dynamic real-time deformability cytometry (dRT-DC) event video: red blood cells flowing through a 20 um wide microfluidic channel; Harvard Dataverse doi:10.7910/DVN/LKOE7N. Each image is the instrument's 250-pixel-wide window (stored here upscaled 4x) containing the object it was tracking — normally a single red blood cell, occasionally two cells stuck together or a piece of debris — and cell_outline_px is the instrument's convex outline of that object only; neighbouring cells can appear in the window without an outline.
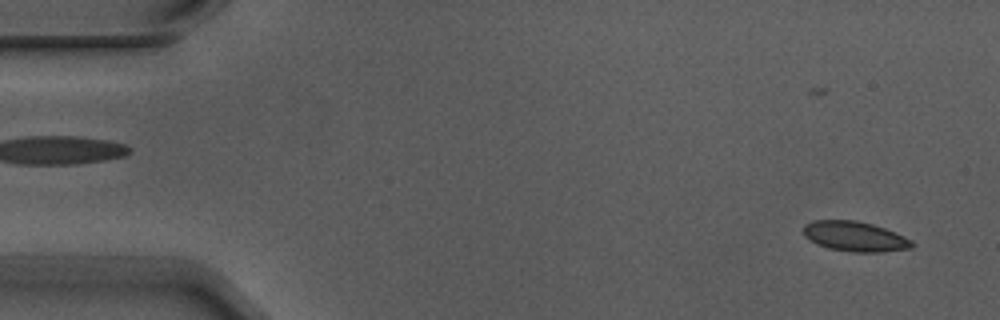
{"species": "Egyptian fruit bat (a non-hibernating species)", "species_latin": "Rousettus aegyptiacus", "temperature_condition": "warm", "stored_images_in_passage": 6, "segment_of_instrument_passage": [2, 2], "camera_frame_rate_fps": 3000, "um_per_image_px": 0.085, "animal": {"sex": "male"}, "frame": {"image": 1, "passage_image": 6, "time_ms": 1.667, "image_size_px": [1000, 320], "cell_outline_px": [[916, 244], [912, 248], [884, 252], [852, 252], [828, 248], [816, 244], [808, 240], [804, 236], [804, 224], [812, 220], [856, 220], [872, 224], [884, 228], [904, 236], [912, 240]], "centroid_in_image_um": [72.66, 20.1], "position_along_channel_um": 12.3, "area_um2": 19.19}}